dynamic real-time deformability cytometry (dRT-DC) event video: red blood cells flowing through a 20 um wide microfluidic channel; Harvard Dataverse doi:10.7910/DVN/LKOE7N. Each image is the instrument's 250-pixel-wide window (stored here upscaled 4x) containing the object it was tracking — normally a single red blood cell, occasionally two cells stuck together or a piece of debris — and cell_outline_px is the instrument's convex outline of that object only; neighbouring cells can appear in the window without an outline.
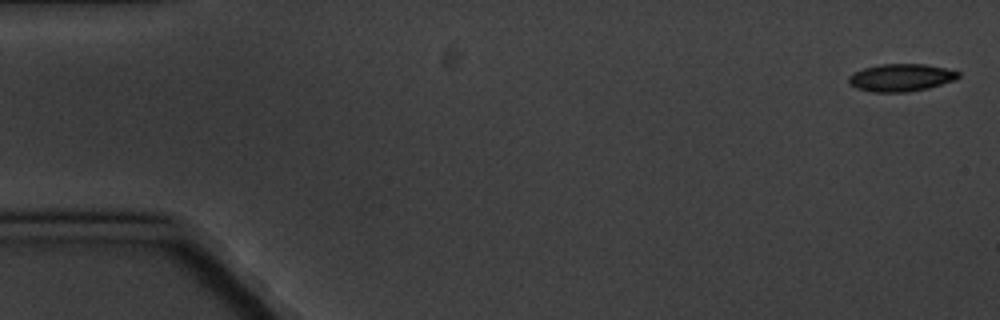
{"species": "common noctule bat (a hibernating species)", "species_latin": "Nyctalus noctula", "temperature_condition": "cold", "stored_images_in_passage": 7, "camera_frame_rate_fps": 3000, "um_per_image_px": 0.085, "animal": {"sex": "male", "body_mass_g": 20.1, "forearm_length_mm": 53.5}, "frame": {"image": 1, "passage_image": 1, "time_ms": 0.0, "image_size_px": [1000, 320], "cell_outline_px": [[960, 76], [952, 80], [928, 88], [904, 92], [872, 92], [856, 88], [848, 84], [848, 76], [852, 72], [864, 68], [880, 64], [924, 64], [944, 68], [960, 72]], "centroid_in_image_um": [76.51, 6.59], "position_along_channel_um": 8.5, "area_um2": 17.51}}
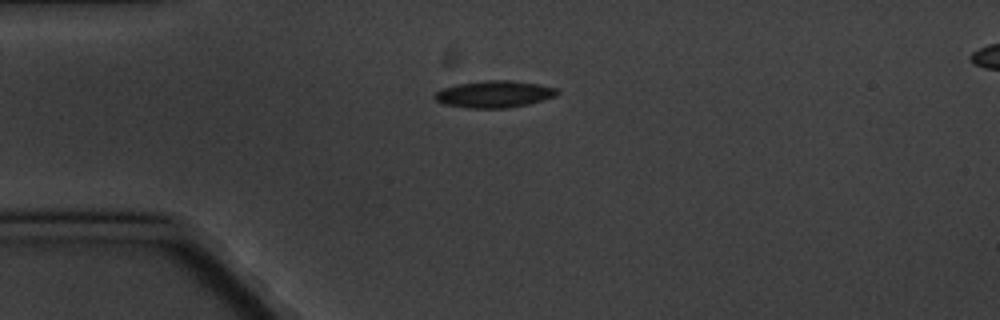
{"frame": {"image": 2, "passage_image": 5, "time_ms": 4.333, "image_size_px": [1000, 320], "cell_outline_px": [[560, 92], [556, 96], [528, 104], [508, 108], [468, 108], [444, 104], [436, 100], [432, 96], [440, 88], [456, 84], [484, 80], [512, 80], [540, 84], [556, 88]], "centroid_in_image_um": [41.99, 7.99], "position_along_channel_um": 43.0, "area_um2": 19.42}}